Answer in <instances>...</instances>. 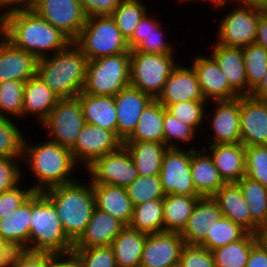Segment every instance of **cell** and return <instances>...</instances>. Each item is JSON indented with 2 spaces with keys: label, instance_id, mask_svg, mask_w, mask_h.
Wrapping results in <instances>:
<instances>
[{
  "label": "cell",
  "instance_id": "1",
  "mask_svg": "<svg viewBox=\"0 0 267 267\" xmlns=\"http://www.w3.org/2000/svg\"><path fill=\"white\" fill-rule=\"evenodd\" d=\"M3 36L15 47L38 59L65 50L72 43L32 9L3 18Z\"/></svg>",
  "mask_w": 267,
  "mask_h": 267
},
{
  "label": "cell",
  "instance_id": "2",
  "mask_svg": "<svg viewBox=\"0 0 267 267\" xmlns=\"http://www.w3.org/2000/svg\"><path fill=\"white\" fill-rule=\"evenodd\" d=\"M22 162L35 179L31 188L43 192L49 188L75 181L71 176L80 167L74 160L72 151L50 139L38 145L29 144L27 137L23 142Z\"/></svg>",
  "mask_w": 267,
  "mask_h": 267
},
{
  "label": "cell",
  "instance_id": "3",
  "mask_svg": "<svg viewBox=\"0 0 267 267\" xmlns=\"http://www.w3.org/2000/svg\"><path fill=\"white\" fill-rule=\"evenodd\" d=\"M79 180L42 192L53 203L62 227L73 243L85 231L96 207L92 182Z\"/></svg>",
  "mask_w": 267,
  "mask_h": 267
},
{
  "label": "cell",
  "instance_id": "4",
  "mask_svg": "<svg viewBox=\"0 0 267 267\" xmlns=\"http://www.w3.org/2000/svg\"><path fill=\"white\" fill-rule=\"evenodd\" d=\"M87 61L72 42L65 50L40 58L37 75L59 99L75 98L85 83Z\"/></svg>",
  "mask_w": 267,
  "mask_h": 267
},
{
  "label": "cell",
  "instance_id": "5",
  "mask_svg": "<svg viewBox=\"0 0 267 267\" xmlns=\"http://www.w3.org/2000/svg\"><path fill=\"white\" fill-rule=\"evenodd\" d=\"M53 203L42 193L32 194L29 251L64 254L73 251Z\"/></svg>",
  "mask_w": 267,
  "mask_h": 267
},
{
  "label": "cell",
  "instance_id": "6",
  "mask_svg": "<svg viewBox=\"0 0 267 267\" xmlns=\"http://www.w3.org/2000/svg\"><path fill=\"white\" fill-rule=\"evenodd\" d=\"M73 43L87 60L131 51L110 15L87 17Z\"/></svg>",
  "mask_w": 267,
  "mask_h": 267
},
{
  "label": "cell",
  "instance_id": "7",
  "mask_svg": "<svg viewBox=\"0 0 267 267\" xmlns=\"http://www.w3.org/2000/svg\"><path fill=\"white\" fill-rule=\"evenodd\" d=\"M130 85V51L87 61L82 93L115 96Z\"/></svg>",
  "mask_w": 267,
  "mask_h": 267
},
{
  "label": "cell",
  "instance_id": "8",
  "mask_svg": "<svg viewBox=\"0 0 267 267\" xmlns=\"http://www.w3.org/2000/svg\"><path fill=\"white\" fill-rule=\"evenodd\" d=\"M173 54H153L131 50L130 85L157 99L167 78L178 64V59L176 60Z\"/></svg>",
  "mask_w": 267,
  "mask_h": 267
},
{
  "label": "cell",
  "instance_id": "9",
  "mask_svg": "<svg viewBox=\"0 0 267 267\" xmlns=\"http://www.w3.org/2000/svg\"><path fill=\"white\" fill-rule=\"evenodd\" d=\"M262 14L263 10L260 7L235 5L219 21L215 42L238 48L254 43L259 17Z\"/></svg>",
  "mask_w": 267,
  "mask_h": 267
},
{
  "label": "cell",
  "instance_id": "10",
  "mask_svg": "<svg viewBox=\"0 0 267 267\" xmlns=\"http://www.w3.org/2000/svg\"><path fill=\"white\" fill-rule=\"evenodd\" d=\"M85 124L80 101L60 99L48 117L40 124L46 129L47 139L71 149Z\"/></svg>",
  "mask_w": 267,
  "mask_h": 267
},
{
  "label": "cell",
  "instance_id": "11",
  "mask_svg": "<svg viewBox=\"0 0 267 267\" xmlns=\"http://www.w3.org/2000/svg\"><path fill=\"white\" fill-rule=\"evenodd\" d=\"M184 147L168 148L163 155L159 176L165 195L200 196L191 175V149L197 148Z\"/></svg>",
  "mask_w": 267,
  "mask_h": 267
},
{
  "label": "cell",
  "instance_id": "12",
  "mask_svg": "<svg viewBox=\"0 0 267 267\" xmlns=\"http://www.w3.org/2000/svg\"><path fill=\"white\" fill-rule=\"evenodd\" d=\"M85 170L92 184L115 185L125 188L139 176L135 163L124 145L114 152L97 158Z\"/></svg>",
  "mask_w": 267,
  "mask_h": 267
},
{
  "label": "cell",
  "instance_id": "13",
  "mask_svg": "<svg viewBox=\"0 0 267 267\" xmlns=\"http://www.w3.org/2000/svg\"><path fill=\"white\" fill-rule=\"evenodd\" d=\"M32 10L72 42L77 38L87 19L79 0H42Z\"/></svg>",
  "mask_w": 267,
  "mask_h": 267
},
{
  "label": "cell",
  "instance_id": "14",
  "mask_svg": "<svg viewBox=\"0 0 267 267\" xmlns=\"http://www.w3.org/2000/svg\"><path fill=\"white\" fill-rule=\"evenodd\" d=\"M123 142L112 132L85 123L75 145L70 149L75 162L85 170L97 158L116 151Z\"/></svg>",
  "mask_w": 267,
  "mask_h": 267
},
{
  "label": "cell",
  "instance_id": "15",
  "mask_svg": "<svg viewBox=\"0 0 267 267\" xmlns=\"http://www.w3.org/2000/svg\"><path fill=\"white\" fill-rule=\"evenodd\" d=\"M184 245L183 238L177 232L148 234L140 267H178Z\"/></svg>",
  "mask_w": 267,
  "mask_h": 267
},
{
  "label": "cell",
  "instance_id": "16",
  "mask_svg": "<svg viewBox=\"0 0 267 267\" xmlns=\"http://www.w3.org/2000/svg\"><path fill=\"white\" fill-rule=\"evenodd\" d=\"M240 137L244 146L267 145V100L240 96Z\"/></svg>",
  "mask_w": 267,
  "mask_h": 267
},
{
  "label": "cell",
  "instance_id": "17",
  "mask_svg": "<svg viewBox=\"0 0 267 267\" xmlns=\"http://www.w3.org/2000/svg\"><path fill=\"white\" fill-rule=\"evenodd\" d=\"M202 94L206 101H229L240 96L231 88L215 59L210 56L199 55L191 60Z\"/></svg>",
  "mask_w": 267,
  "mask_h": 267
},
{
  "label": "cell",
  "instance_id": "18",
  "mask_svg": "<svg viewBox=\"0 0 267 267\" xmlns=\"http://www.w3.org/2000/svg\"><path fill=\"white\" fill-rule=\"evenodd\" d=\"M215 105L206 122L210 123L213 134L208 144L241 143L240 97L229 101H212ZM209 117V118H208Z\"/></svg>",
  "mask_w": 267,
  "mask_h": 267
},
{
  "label": "cell",
  "instance_id": "19",
  "mask_svg": "<svg viewBox=\"0 0 267 267\" xmlns=\"http://www.w3.org/2000/svg\"><path fill=\"white\" fill-rule=\"evenodd\" d=\"M153 98L131 85L114 96L117 137L124 142L135 130L142 111Z\"/></svg>",
  "mask_w": 267,
  "mask_h": 267
},
{
  "label": "cell",
  "instance_id": "20",
  "mask_svg": "<svg viewBox=\"0 0 267 267\" xmlns=\"http://www.w3.org/2000/svg\"><path fill=\"white\" fill-rule=\"evenodd\" d=\"M157 100L161 104L205 100L193 67L177 64L167 78Z\"/></svg>",
  "mask_w": 267,
  "mask_h": 267
},
{
  "label": "cell",
  "instance_id": "21",
  "mask_svg": "<svg viewBox=\"0 0 267 267\" xmlns=\"http://www.w3.org/2000/svg\"><path fill=\"white\" fill-rule=\"evenodd\" d=\"M38 58L15 47L4 36L0 39V83L15 80L26 82L37 75Z\"/></svg>",
  "mask_w": 267,
  "mask_h": 267
},
{
  "label": "cell",
  "instance_id": "22",
  "mask_svg": "<svg viewBox=\"0 0 267 267\" xmlns=\"http://www.w3.org/2000/svg\"><path fill=\"white\" fill-rule=\"evenodd\" d=\"M222 216L240 225L248 233L259 235L261 229L251 220L248 205L236 182L224 183L212 196Z\"/></svg>",
  "mask_w": 267,
  "mask_h": 267
},
{
  "label": "cell",
  "instance_id": "23",
  "mask_svg": "<svg viewBox=\"0 0 267 267\" xmlns=\"http://www.w3.org/2000/svg\"><path fill=\"white\" fill-rule=\"evenodd\" d=\"M150 15L147 12L134 30L128 41L130 50L153 54L175 53L171 41H166L164 37L166 31L160 19H156V15Z\"/></svg>",
  "mask_w": 267,
  "mask_h": 267
},
{
  "label": "cell",
  "instance_id": "24",
  "mask_svg": "<svg viewBox=\"0 0 267 267\" xmlns=\"http://www.w3.org/2000/svg\"><path fill=\"white\" fill-rule=\"evenodd\" d=\"M126 225L108 213L94 208L91 219L73 249L110 246Z\"/></svg>",
  "mask_w": 267,
  "mask_h": 267
},
{
  "label": "cell",
  "instance_id": "25",
  "mask_svg": "<svg viewBox=\"0 0 267 267\" xmlns=\"http://www.w3.org/2000/svg\"><path fill=\"white\" fill-rule=\"evenodd\" d=\"M206 145L203 149L210 155L225 183L238 182L245 176V146L242 143Z\"/></svg>",
  "mask_w": 267,
  "mask_h": 267
},
{
  "label": "cell",
  "instance_id": "26",
  "mask_svg": "<svg viewBox=\"0 0 267 267\" xmlns=\"http://www.w3.org/2000/svg\"><path fill=\"white\" fill-rule=\"evenodd\" d=\"M32 195L16 210L0 219V238L14 251H29Z\"/></svg>",
  "mask_w": 267,
  "mask_h": 267
},
{
  "label": "cell",
  "instance_id": "27",
  "mask_svg": "<svg viewBox=\"0 0 267 267\" xmlns=\"http://www.w3.org/2000/svg\"><path fill=\"white\" fill-rule=\"evenodd\" d=\"M210 55L219 65L231 88L239 95H248L247 76L242 48L211 44Z\"/></svg>",
  "mask_w": 267,
  "mask_h": 267
},
{
  "label": "cell",
  "instance_id": "28",
  "mask_svg": "<svg viewBox=\"0 0 267 267\" xmlns=\"http://www.w3.org/2000/svg\"><path fill=\"white\" fill-rule=\"evenodd\" d=\"M222 216L212 197H201L195 204L186 226L180 233L187 245H199L207 236L209 227Z\"/></svg>",
  "mask_w": 267,
  "mask_h": 267
},
{
  "label": "cell",
  "instance_id": "29",
  "mask_svg": "<svg viewBox=\"0 0 267 267\" xmlns=\"http://www.w3.org/2000/svg\"><path fill=\"white\" fill-rule=\"evenodd\" d=\"M60 99L58 96L35 75L25 82L23 93L22 118L26 115L36 116L39 125L48 117L51 110L55 107Z\"/></svg>",
  "mask_w": 267,
  "mask_h": 267
},
{
  "label": "cell",
  "instance_id": "30",
  "mask_svg": "<svg viewBox=\"0 0 267 267\" xmlns=\"http://www.w3.org/2000/svg\"><path fill=\"white\" fill-rule=\"evenodd\" d=\"M76 98L80 101L85 123L112 131L117 136V111L114 96L80 92Z\"/></svg>",
  "mask_w": 267,
  "mask_h": 267
},
{
  "label": "cell",
  "instance_id": "31",
  "mask_svg": "<svg viewBox=\"0 0 267 267\" xmlns=\"http://www.w3.org/2000/svg\"><path fill=\"white\" fill-rule=\"evenodd\" d=\"M92 186L96 208L128 226L133 215V205L126 188L106 184H92Z\"/></svg>",
  "mask_w": 267,
  "mask_h": 267
},
{
  "label": "cell",
  "instance_id": "32",
  "mask_svg": "<svg viewBox=\"0 0 267 267\" xmlns=\"http://www.w3.org/2000/svg\"><path fill=\"white\" fill-rule=\"evenodd\" d=\"M191 175L194 187L201 197H212L225 183L204 149H191Z\"/></svg>",
  "mask_w": 267,
  "mask_h": 267
},
{
  "label": "cell",
  "instance_id": "33",
  "mask_svg": "<svg viewBox=\"0 0 267 267\" xmlns=\"http://www.w3.org/2000/svg\"><path fill=\"white\" fill-rule=\"evenodd\" d=\"M164 106L152 99L140 115L133 133L124 142L164 143Z\"/></svg>",
  "mask_w": 267,
  "mask_h": 267
},
{
  "label": "cell",
  "instance_id": "34",
  "mask_svg": "<svg viewBox=\"0 0 267 267\" xmlns=\"http://www.w3.org/2000/svg\"><path fill=\"white\" fill-rule=\"evenodd\" d=\"M147 235L129 226L124 227L111 244L117 267H140Z\"/></svg>",
  "mask_w": 267,
  "mask_h": 267
},
{
  "label": "cell",
  "instance_id": "35",
  "mask_svg": "<svg viewBox=\"0 0 267 267\" xmlns=\"http://www.w3.org/2000/svg\"><path fill=\"white\" fill-rule=\"evenodd\" d=\"M130 153L139 175H159L163 155L168 149L159 142H123Z\"/></svg>",
  "mask_w": 267,
  "mask_h": 267
},
{
  "label": "cell",
  "instance_id": "36",
  "mask_svg": "<svg viewBox=\"0 0 267 267\" xmlns=\"http://www.w3.org/2000/svg\"><path fill=\"white\" fill-rule=\"evenodd\" d=\"M201 196L169 194L163 198L164 231L181 233Z\"/></svg>",
  "mask_w": 267,
  "mask_h": 267
},
{
  "label": "cell",
  "instance_id": "37",
  "mask_svg": "<svg viewBox=\"0 0 267 267\" xmlns=\"http://www.w3.org/2000/svg\"><path fill=\"white\" fill-rule=\"evenodd\" d=\"M163 199H153L133 207L130 228L145 234L164 231Z\"/></svg>",
  "mask_w": 267,
  "mask_h": 267
},
{
  "label": "cell",
  "instance_id": "38",
  "mask_svg": "<svg viewBox=\"0 0 267 267\" xmlns=\"http://www.w3.org/2000/svg\"><path fill=\"white\" fill-rule=\"evenodd\" d=\"M260 241L259 235L247 233L237 242L212 251L216 267H245L251 249Z\"/></svg>",
  "mask_w": 267,
  "mask_h": 267
},
{
  "label": "cell",
  "instance_id": "39",
  "mask_svg": "<svg viewBox=\"0 0 267 267\" xmlns=\"http://www.w3.org/2000/svg\"><path fill=\"white\" fill-rule=\"evenodd\" d=\"M236 183L249 206L251 220L262 229L267 224V187L246 175Z\"/></svg>",
  "mask_w": 267,
  "mask_h": 267
},
{
  "label": "cell",
  "instance_id": "40",
  "mask_svg": "<svg viewBox=\"0 0 267 267\" xmlns=\"http://www.w3.org/2000/svg\"><path fill=\"white\" fill-rule=\"evenodd\" d=\"M206 238L199 244L210 251L223 247L229 243L237 242L248 232L229 218L221 216L209 229Z\"/></svg>",
  "mask_w": 267,
  "mask_h": 267
},
{
  "label": "cell",
  "instance_id": "41",
  "mask_svg": "<svg viewBox=\"0 0 267 267\" xmlns=\"http://www.w3.org/2000/svg\"><path fill=\"white\" fill-rule=\"evenodd\" d=\"M148 10L142 0H121L110 16L114 19L121 34L128 42Z\"/></svg>",
  "mask_w": 267,
  "mask_h": 267
},
{
  "label": "cell",
  "instance_id": "42",
  "mask_svg": "<svg viewBox=\"0 0 267 267\" xmlns=\"http://www.w3.org/2000/svg\"><path fill=\"white\" fill-rule=\"evenodd\" d=\"M242 54L247 76L248 95H250L267 71V51L262 46L252 43L242 48Z\"/></svg>",
  "mask_w": 267,
  "mask_h": 267
},
{
  "label": "cell",
  "instance_id": "43",
  "mask_svg": "<svg viewBox=\"0 0 267 267\" xmlns=\"http://www.w3.org/2000/svg\"><path fill=\"white\" fill-rule=\"evenodd\" d=\"M206 100L186 101L176 104H162L166 110L175 116L180 122L192 126L196 131L203 129L207 115L206 107L209 105Z\"/></svg>",
  "mask_w": 267,
  "mask_h": 267
},
{
  "label": "cell",
  "instance_id": "44",
  "mask_svg": "<svg viewBox=\"0 0 267 267\" xmlns=\"http://www.w3.org/2000/svg\"><path fill=\"white\" fill-rule=\"evenodd\" d=\"M25 82L8 80L0 83V117H22Z\"/></svg>",
  "mask_w": 267,
  "mask_h": 267
},
{
  "label": "cell",
  "instance_id": "45",
  "mask_svg": "<svg viewBox=\"0 0 267 267\" xmlns=\"http://www.w3.org/2000/svg\"><path fill=\"white\" fill-rule=\"evenodd\" d=\"M126 190L133 207L149 200L163 199L165 196L159 175H139Z\"/></svg>",
  "mask_w": 267,
  "mask_h": 267
},
{
  "label": "cell",
  "instance_id": "46",
  "mask_svg": "<svg viewBox=\"0 0 267 267\" xmlns=\"http://www.w3.org/2000/svg\"><path fill=\"white\" fill-rule=\"evenodd\" d=\"M164 143L168 148H182L181 145H192L195 141L197 131L189 125L180 122L175 116L170 114L164 107Z\"/></svg>",
  "mask_w": 267,
  "mask_h": 267
},
{
  "label": "cell",
  "instance_id": "47",
  "mask_svg": "<svg viewBox=\"0 0 267 267\" xmlns=\"http://www.w3.org/2000/svg\"><path fill=\"white\" fill-rule=\"evenodd\" d=\"M15 121L0 117V157L23 156L25 136Z\"/></svg>",
  "mask_w": 267,
  "mask_h": 267
},
{
  "label": "cell",
  "instance_id": "48",
  "mask_svg": "<svg viewBox=\"0 0 267 267\" xmlns=\"http://www.w3.org/2000/svg\"><path fill=\"white\" fill-rule=\"evenodd\" d=\"M245 175L267 187V145L245 146Z\"/></svg>",
  "mask_w": 267,
  "mask_h": 267
},
{
  "label": "cell",
  "instance_id": "49",
  "mask_svg": "<svg viewBox=\"0 0 267 267\" xmlns=\"http://www.w3.org/2000/svg\"><path fill=\"white\" fill-rule=\"evenodd\" d=\"M83 267H117L113 247L100 246L86 249H73Z\"/></svg>",
  "mask_w": 267,
  "mask_h": 267
},
{
  "label": "cell",
  "instance_id": "50",
  "mask_svg": "<svg viewBox=\"0 0 267 267\" xmlns=\"http://www.w3.org/2000/svg\"><path fill=\"white\" fill-rule=\"evenodd\" d=\"M178 267H216L212 251L199 245L182 248Z\"/></svg>",
  "mask_w": 267,
  "mask_h": 267
},
{
  "label": "cell",
  "instance_id": "51",
  "mask_svg": "<svg viewBox=\"0 0 267 267\" xmlns=\"http://www.w3.org/2000/svg\"><path fill=\"white\" fill-rule=\"evenodd\" d=\"M19 160L22 161V157H0V193L24 181L23 166L19 165Z\"/></svg>",
  "mask_w": 267,
  "mask_h": 267
},
{
  "label": "cell",
  "instance_id": "52",
  "mask_svg": "<svg viewBox=\"0 0 267 267\" xmlns=\"http://www.w3.org/2000/svg\"><path fill=\"white\" fill-rule=\"evenodd\" d=\"M22 183L0 193V219L16 210L33 193L31 187L26 188Z\"/></svg>",
  "mask_w": 267,
  "mask_h": 267
},
{
  "label": "cell",
  "instance_id": "53",
  "mask_svg": "<svg viewBox=\"0 0 267 267\" xmlns=\"http://www.w3.org/2000/svg\"><path fill=\"white\" fill-rule=\"evenodd\" d=\"M50 260V253L19 250L13 251L7 267H45Z\"/></svg>",
  "mask_w": 267,
  "mask_h": 267
},
{
  "label": "cell",
  "instance_id": "54",
  "mask_svg": "<svg viewBox=\"0 0 267 267\" xmlns=\"http://www.w3.org/2000/svg\"><path fill=\"white\" fill-rule=\"evenodd\" d=\"M87 17L111 15L121 0H79Z\"/></svg>",
  "mask_w": 267,
  "mask_h": 267
},
{
  "label": "cell",
  "instance_id": "55",
  "mask_svg": "<svg viewBox=\"0 0 267 267\" xmlns=\"http://www.w3.org/2000/svg\"><path fill=\"white\" fill-rule=\"evenodd\" d=\"M245 267H267V246L261 240L251 249Z\"/></svg>",
  "mask_w": 267,
  "mask_h": 267
},
{
  "label": "cell",
  "instance_id": "56",
  "mask_svg": "<svg viewBox=\"0 0 267 267\" xmlns=\"http://www.w3.org/2000/svg\"><path fill=\"white\" fill-rule=\"evenodd\" d=\"M0 10V19L3 20L9 14L28 10V0H0Z\"/></svg>",
  "mask_w": 267,
  "mask_h": 267
},
{
  "label": "cell",
  "instance_id": "57",
  "mask_svg": "<svg viewBox=\"0 0 267 267\" xmlns=\"http://www.w3.org/2000/svg\"><path fill=\"white\" fill-rule=\"evenodd\" d=\"M267 51V16L263 13L259 17L255 42Z\"/></svg>",
  "mask_w": 267,
  "mask_h": 267
},
{
  "label": "cell",
  "instance_id": "58",
  "mask_svg": "<svg viewBox=\"0 0 267 267\" xmlns=\"http://www.w3.org/2000/svg\"><path fill=\"white\" fill-rule=\"evenodd\" d=\"M58 267H83L79 257L72 251L58 254Z\"/></svg>",
  "mask_w": 267,
  "mask_h": 267
},
{
  "label": "cell",
  "instance_id": "59",
  "mask_svg": "<svg viewBox=\"0 0 267 267\" xmlns=\"http://www.w3.org/2000/svg\"><path fill=\"white\" fill-rule=\"evenodd\" d=\"M13 251L14 250L0 238V267L8 266Z\"/></svg>",
  "mask_w": 267,
  "mask_h": 267
},
{
  "label": "cell",
  "instance_id": "60",
  "mask_svg": "<svg viewBox=\"0 0 267 267\" xmlns=\"http://www.w3.org/2000/svg\"><path fill=\"white\" fill-rule=\"evenodd\" d=\"M250 95L256 99L267 100V71L260 83L251 91Z\"/></svg>",
  "mask_w": 267,
  "mask_h": 267
},
{
  "label": "cell",
  "instance_id": "61",
  "mask_svg": "<svg viewBox=\"0 0 267 267\" xmlns=\"http://www.w3.org/2000/svg\"><path fill=\"white\" fill-rule=\"evenodd\" d=\"M235 3L237 5L256 6L262 8V6L266 3V0H229V5H235Z\"/></svg>",
  "mask_w": 267,
  "mask_h": 267
},
{
  "label": "cell",
  "instance_id": "62",
  "mask_svg": "<svg viewBox=\"0 0 267 267\" xmlns=\"http://www.w3.org/2000/svg\"><path fill=\"white\" fill-rule=\"evenodd\" d=\"M195 2V1H199V2H202V1H204V2H209L210 3V5L211 6H213L214 8L213 9H215V8H225V6H227L228 4H229V0H181L180 1V3L182 2V3H186V2H189V3H191V2Z\"/></svg>",
  "mask_w": 267,
  "mask_h": 267
},
{
  "label": "cell",
  "instance_id": "63",
  "mask_svg": "<svg viewBox=\"0 0 267 267\" xmlns=\"http://www.w3.org/2000/svg\"><path fill=\"white\" fill-rule=\"evenodd\" d=\"M45 267H58V254H51V260L45 265Z\"/></svg>",
  "mask_w": 267,
  "mask_h": 267
},
{
  "label": "cell",
  "instance_id": "64",
  "mask_svg": "<svg viewBox=\"0 0 267 267\" xmlns=\"http://www.w3.org/2000/svg\"><path fill=\"white\" fill-rule=\"evenodd\" d=\"M259 238L267 246V224L261 229Z\"/></svg>",
  "mask_w": 267,
  "mask_h": 267
},
{
  "label": "cell",
  "instance_id": "65",
  "mask_svg": "<svg viewBox=\"0 0 267 267\" xmlns=\"http://www.w3.org/2000/svg\"><path fill=\"white\" fill-rule=\"evenodd\" d=\"M40 1L42 0H28V10L32 9Z\"/></svg>",
  "mask_w": 267,
  "mask_h": 267
},
{
  "label": "cell",
  "instance_id": "66",
  "mask_svg": "<svg viewBox=\"0 0 267 267\" xmlns=\"http://www.w3.org/2000/svg\"><path fill=\"white\" fill-rule=\"evenodd\" d=\"M3 37V20L0 19V39Z\"/></svg>",
  "mask_w": 267,
  "mask_h": 267
},
{
  "label": "cell",
  "instance_id": "67",
  "mask_svg": "<svg viewBox=\"0 0 267 267\" xmlns=\"http://www.w3.org/2000/svg\"><path fill=\"white\" fill-rule=\"evenodd\" d=\"M263 13L267 16V0L266 3L262 6Z\"/></svg>",
  "mask_w": 267,
  "mask_h": 267
}]
</instances>
